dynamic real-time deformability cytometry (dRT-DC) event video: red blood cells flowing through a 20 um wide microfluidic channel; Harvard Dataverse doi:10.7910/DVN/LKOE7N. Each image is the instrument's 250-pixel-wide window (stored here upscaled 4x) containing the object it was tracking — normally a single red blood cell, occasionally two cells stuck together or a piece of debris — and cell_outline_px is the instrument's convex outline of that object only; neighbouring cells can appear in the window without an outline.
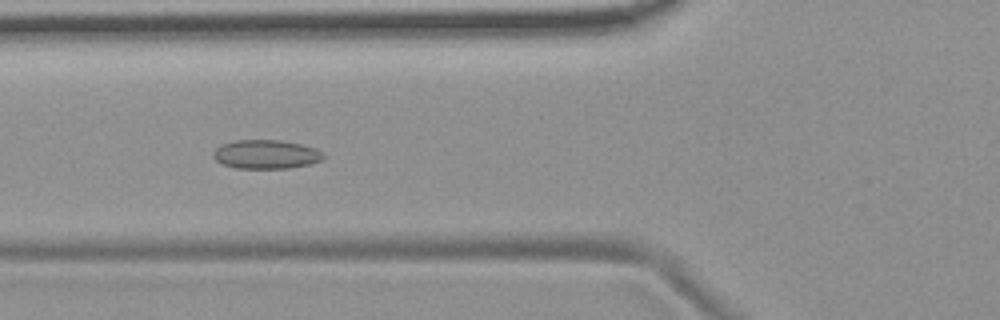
{"species": "common noctule bat (a hibernating species)", "species_latin": "Nyctalus noctula", "temperature_condition": "room temperature", "stored_images_in_passage": 43, "camera_frame_rate_fps": 3000, "um_per_image_px": 0.085, "animal": {"sex": "female", "body_mass_g": 19.9}, "frame": {"image": 1, "passage_image": 15, "time_ms": 4.667, "image_size_px": [1000, 320], "cell_outline_px": [[324, 156], [320, 160], [308, 164], [288, 168], [236, 168], [220, 164], [212, 156], [212, 152], [220, 144], [236, 140], [280, 140], [300, 144], [316, 148], [324, 152]], "centroid_in_image_um": [22.57, 13.11], "position_along_channel_um": 103.2, "area_um2": 18.61}}
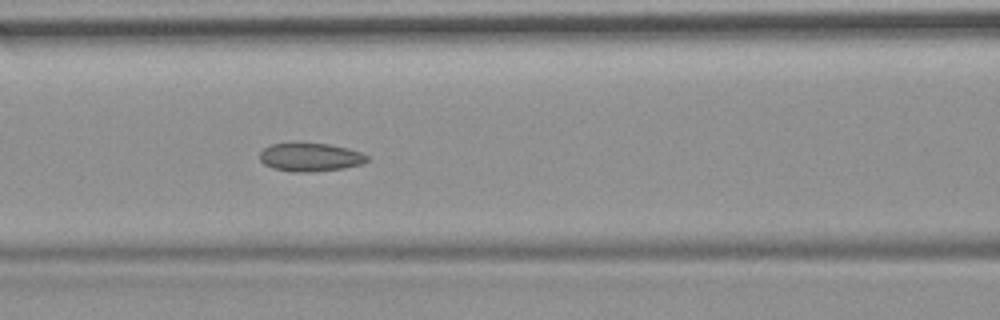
{"frame": {"image": 2, "passage_image": 18, "time_ms": 5.667, "image_size_px": [1000, 320], "cell_outline_px": [[368, 160], [364, 164], [344, 168], [308, 172], [292, 172], [272, 168], [264, 164], [260, 160], [260, 152], [264, 148], [272, 144], [292, 140], [296, 140], [328, 144], [348, 148], [360, 152], [368, 156]], "centroid_in_image_um": [26.34, 13.32], "position_along_channel_um": 140.3, "area_um2": 18.44}}
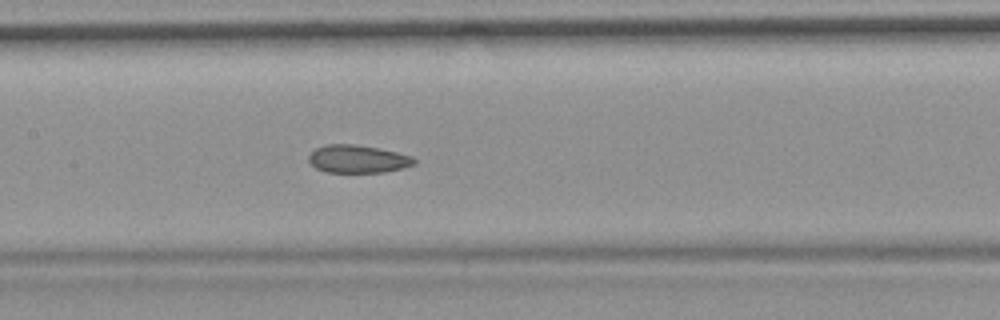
{"frame": {"image": 3, "passage_image": 21, "time_ms": 6.667, "image_size_px": [1000, 320], "cell_outline_px": [[416, 164], [384, 172], [324, 172], [316, 168], [308, 160], [308, 156], [316, 148], [328, 144], [352, 144], [380, 148], [412, 156], [416, 160]], "centroid_in_image_um": [30.4, 13.51], "position_along_channel_um": 177.0, "area_um2": 17.05}, "authors_computed_cell_mechanics": {"area_um2": 18.3804, "velocity_mm_per_s": 3.6942, "shape_relaxation_time_tau1_ms": null, "shape_relaxation_time_tau2_ms": 2.972, "deformation_change_tau1": null, "deformation_change_tau2": 0.0776}}